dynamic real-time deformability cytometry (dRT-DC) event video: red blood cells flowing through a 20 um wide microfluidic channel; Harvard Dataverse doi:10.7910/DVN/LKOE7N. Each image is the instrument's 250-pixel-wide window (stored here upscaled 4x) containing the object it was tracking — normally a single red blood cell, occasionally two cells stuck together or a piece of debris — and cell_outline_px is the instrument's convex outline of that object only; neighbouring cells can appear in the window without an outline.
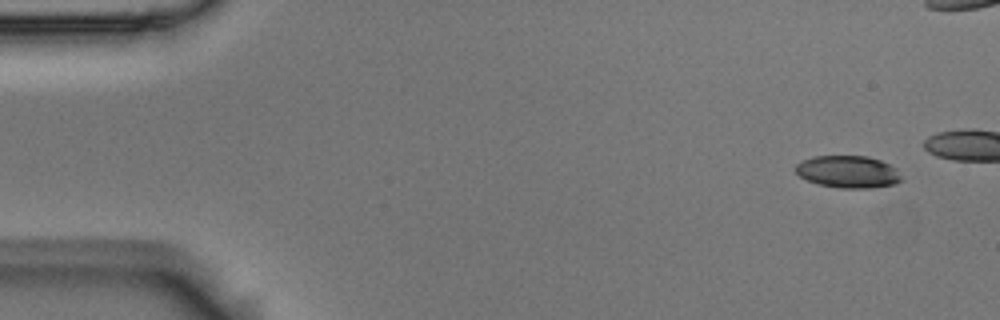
{"species": "Egyptian fruit bat (a non-hibernating species)", "species_latin": "Rousettus aegyptiacus", "temperature_condition": "room temperature", "stored_images_in_passage": 16, "camera_frame_rate_fps": 3000, "um_per_image_px": 0.085, "animal": {"sex": "male"}, "frame": {"image": 1, "passage_image": 1, "time_ms": 0.0, "image_size_px": [1000, 320], "cell_outline_px": [[904, 180], [896, 184], [872, 188], [840, 188], [820, 184], [808, 180], [800, 176], [796, 172], [796, 164], [812, 156], [868, 156], [880, 160], [896, 168]], "centroid_in_image_um": [72.13, 14.6], "position_along_channel_um": 12.9, "area_um2": 19.88}}